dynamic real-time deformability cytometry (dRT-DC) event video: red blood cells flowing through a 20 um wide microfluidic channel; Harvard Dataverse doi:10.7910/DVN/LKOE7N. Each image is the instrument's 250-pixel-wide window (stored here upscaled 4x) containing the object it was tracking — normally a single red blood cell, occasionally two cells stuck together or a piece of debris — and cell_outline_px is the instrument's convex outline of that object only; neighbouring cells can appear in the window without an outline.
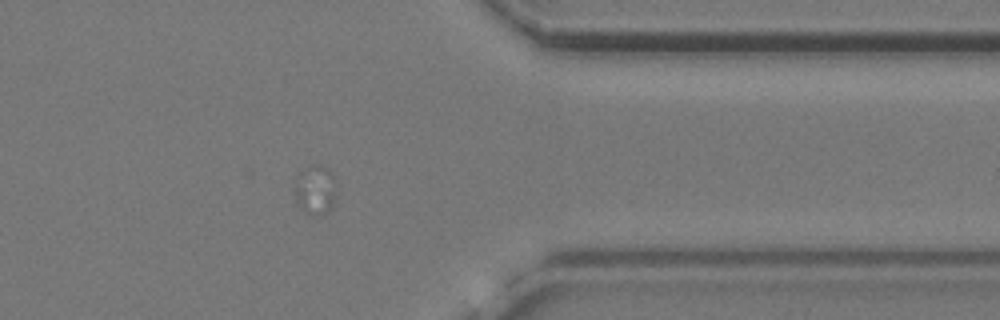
{"species": "common noctule bat (a hibernating species)", "species_latin": "Nyctalus noctula", "temperature_condition": "cold", "stored_images_in_passage": 38, "camera_frame_rate_fps": 3000, "um_per_image_px": 0.085, "animal": {"sex": "female", "body_mass_g": 24.6, "forearm_length_mm": 56.2}, "frame": {"image": 1, "passage_image": 38, "time_ms": 12.333, "image_size_px": [1000, 320], "cell_outline_px": [[332, 208], [328, 212], [320, 216], [312, 216], [304, 212], [296, 204], [296, 176], [300, 172], [312, 164], [320, 164], [328, 168], [332, 172]], "centroid_in_image_um": [26.74, 16.16], "position_along_channel_um": 384.7, "area_um2": 11.73}}